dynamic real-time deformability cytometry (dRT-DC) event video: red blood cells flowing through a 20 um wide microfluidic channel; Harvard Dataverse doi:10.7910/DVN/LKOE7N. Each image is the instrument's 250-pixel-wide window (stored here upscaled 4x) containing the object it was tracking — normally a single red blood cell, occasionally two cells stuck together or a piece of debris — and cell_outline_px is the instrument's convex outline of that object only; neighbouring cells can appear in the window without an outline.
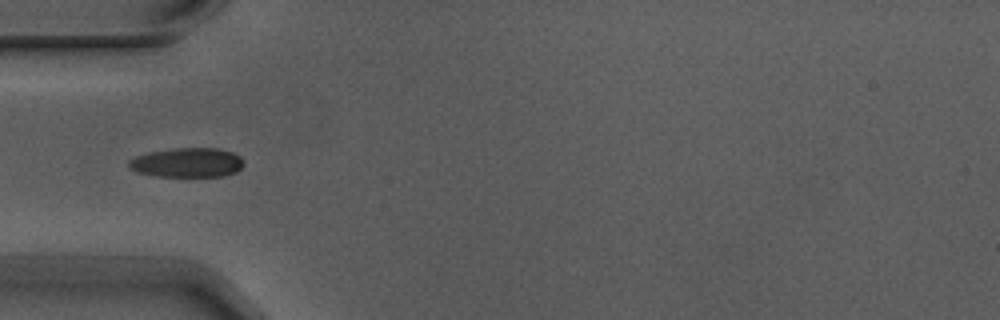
{"species": "Egyptian fruit bat (a non-hibernating species)", "species_latin": "Rousettus aegyptiacus", "temperature_condition": "warm", "stored_images_in_passage": 8, "camera_frame_rate_fps": 3000, "um_per_image_px": 0.085, "animal": {"sex": "male"}, "frame": {"image": 1, "passage_image": 6, "time_ms": 1.667, "image_size_px": [1000, 320], "cell_outline_px": [[244, 164], [236, 172], [224, 176], [156, 176], [136, 172], [128, 168], [128, 160], [136, 156], [148, 152], [176, 148], [220, 148], [232, 152], [240, 156], [244, 160]], "centroid_in_image_um": [15.91, 13.81], "position_along_channel_um": 69.1, "area_um2": 19.88}}
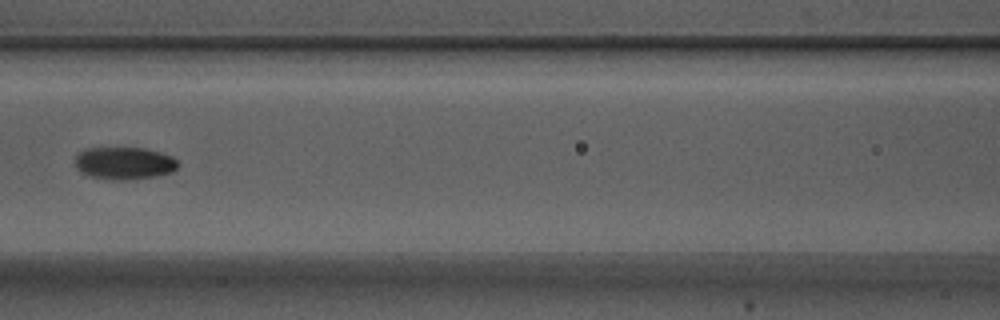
{"frame": {"image": 2, "passage_image": 8, "time_ms": 2.333, "image_size_px": [1000, 320], "cell_outline_px": [[180, 164], [172, 172], [156, 176], [124, 180], [112, 180], [88, 176], [80, 172], [76, 168], [76, 156], [84, 148], [144, 148], [160, 152], [172, 156]], "centroid_in_image_um": [10.56, 13.87], "position_along_channel_um": 156.0, "area_um2": 19.54}}